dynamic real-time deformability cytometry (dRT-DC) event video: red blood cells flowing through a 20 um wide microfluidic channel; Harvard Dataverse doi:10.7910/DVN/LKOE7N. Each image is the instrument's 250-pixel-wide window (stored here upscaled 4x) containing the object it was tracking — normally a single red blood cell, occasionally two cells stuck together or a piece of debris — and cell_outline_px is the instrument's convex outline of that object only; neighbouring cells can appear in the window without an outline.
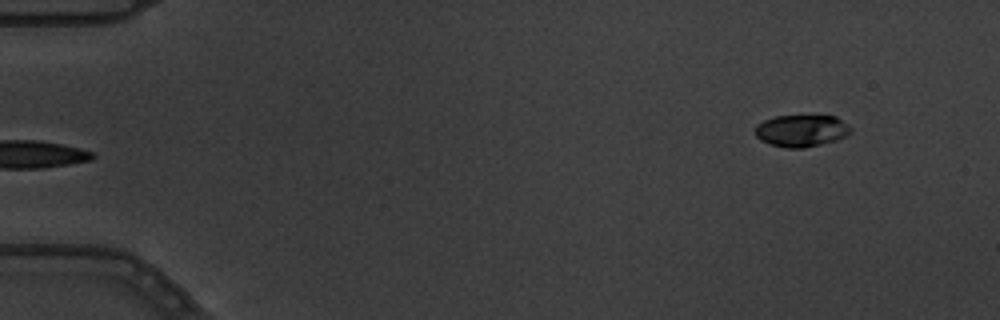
{"species": "common noctule bat (a hibernating species)", "species_latin": "Nyctalus noctula", "temperature_condition": "warm", "stored_images_in_passage": 6, "segment_of_instrument_passage": [2, 2], "camera_frame_rate_fps": 3000, "um_per_image_px": 0.085, "animal": {"sex": "male", "body_mass_g": 19.5, "forearm_length_mm": 54.6}, "frame": {"image": 1, "passage_image": 6, "time_ms": 1.667, "image_size_px": [1000, 320], "cell_outline_px": [[852, 132], [836, 140], [804, 148], [784, 148], [768, 144], [760, 140], [756, 136], [756, 124], [764, 120], [776, 116], [836, 116], [848, 124], [852, 128]], "centroid_in_image_um": [68.11, 11.11], "position_along_channel_um": 16.9, "area_um2": 17.86}}